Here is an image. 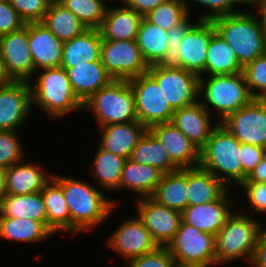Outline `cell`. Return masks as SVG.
Returning <instances> with one entry per match:
<instances>
[{"label": "cell", "mask_w": 266, "mask_h": 267, "mask_svg": "<svg viewBox=\"0 0 266 267\" xmlns=\"http://www.w3.org/2000/svg\"><path fill=\"white\" fill-rule=\"evenodd\" d=\"M52 179L62 188L71 216V233H90L115 211L117 201L90 182L54 174Z\"/></svg>", "instance_id": "obj_1"}, {"label": "cell", "mask_w": 266, "mask_h": 267, "mask_svg": "<svg viewBox=\"0 0 266 267\" xmlns=\"http://www.w3.org/2000/svg\"><path fill=\"white\" fill-rule=\"evenodd\" d=\"M253 99L243 72L199 77L198 101L219 123Z\"/></svg>", "instance_id": "obj_2"}, {"label": "cell", "mask_w": 266, "mask_h": 267, "mask_svg": "<svg viewBox=\"0 0 266 267\" xmlns=\"http://www.w3.org/2000/svg\"><path fill=\"white\" fill-rule=\"evenodd\" d=\"M216 32L245 66L266 52V37L258 15L249 9L212 20Z\"/></svg>", "instance_id": "obj_3"}, {"label": "cell", "mask_w": 266, "mask_h": 267, "mask_svg": "<svg viewBox=\"0 0 266 267\" xmlns=\"http://www.w3.org/2000/svg\"><path fill=\"white\" fill-rule=\"evenodd\" d=\"M37 72L33 77L34 84L30 82L32 105L38 106L52 119H61L83 110V103L76 97L64 68H47Z\"/></svg>", "instance_id": "obj_4"}, {"label": "cell", "mask_w": 266, "mask_h": 267, "mask_svg": "<svg viewBox=\"0 0 266 267\" xmlns=\"http://www.w3.org/2000/svg\"><path fill=\"white\" fill-rule=\"evenodd\" d=\"M234 211L215 236L216 266L245 258L250 263L257 237L265 227L250 215L251 212L248 214L241 208L240 211Z\"/></svg>", "instance_id": "obj_5"}, {"label": "cell", "mask_w": 266, "mask_h": 267, "mask_svg": "<svg viewBox=\"0 0 266 267\" xmlns=\"http://www.w3.org/2000/svg\"><path fill=\"white\" fill-rule=\"evenodd\" d=\"M240 142L221 124L200 150L199 167L212 173L227 188L242 184ZM234 183V184H233Z\"/></svg>", "instance_id": "obj_6"}, {"label": "cell", "mask_w": 266, "mask_h": 267, "mask_svg": "<svg viewBox=\"0 0 266 267\" xmlns=\"http://www.w3.org/2000/svg\"><path fill=\"white\" fill-rule=\"evenodd\" d=\"M98 128L108 124L138 121L135 96L128 80H112L83 103Z\"/></svg>", "instance_id": "obj_7"}, {"label": "cell", "mask_w": 266, "mask_h": 267, "mask_svg": "<svg viewBox=\"0 0 266 267\" xmlns=\"http://www.w3.org/2000/svg\"><path fill=\"white\" fill-rule=\"evenodd\" d=\"M167 248L176 267L216 266L215 236L183 221Z\"/></svg>", "instance_id": "obj_8"}, {"label": "cell", "mask_w": 266, "mask_h": 267, "mask_svg": "<svg viewBox=\"0 0 266 267\" xmlns=\"http://www.w3.org/2000/svg\"><path fill=\"white\" fill-rule=\"evenodd\" d=\"M163 92L173 110L198 101L199 77L172 64L150 66L147 71Z\"/></svg>", "instance_id": "obj_9"}, {"label": "cell", "mask_w": 266, "mask_h": 267, "mask_svg": "<svg viewBox=\"0 0 266 267\" xmlns=\"http://www.w3.org/2000/svg\"><path fill=\"white\" fill-rule=\"evenodd\" d=\"M100 60L113 80H131L149 69L136 40H102Z\"/></svg>", "instance_id": "obj_10"}, {"label": "cell", "mask_w": 266, "mask_h": 267, "mask_svg": "<svg viewBox=\"0 0 266 267\" xmlns=\"http://www.w3.org/2000/svg\"><path fill=\"white\" fill-rule=\"evenodd\" d=\"M135 96L138 121L148 129L159 123L171 122V108L157 81L148 73L128 80Z\"/></svg>", "instance_id": "obj_11"}, {"label": "cell", "mask_w": 266, "mask_h": 267, "mask_svg": "<svg viewBox=\"0 0 266 267\" xmlns=\"http://www.w3.org/2000/svg\"><path fill=\"white\" fill-rule=\"evenodd\" d=\"M187 31L170 64L198 77L205 76L206 52L211 36L216 32L209 20H196Z\"/></svg>", "instance_id": "obj_12"}, {"label": "cell", "mask_w": 266, "mask_h": 267, "mask_svg": "<svg viewBox=\"0 0 266 267\" xmlns=\"http://www.w3.org/2000/svg\"><path fill=\"white\" fill-rule=\"evenodd\" d=\"M220 124L240 143L266 149V99H253Z\"/></svg>", "instance_id": "obj_13"}, {"label": "cell", "mask_w": 266, "mask_h": 267, "mask_svg": "<svg viewBox=\"0 0 266 267\" xmlns=\"http://www.w3.org/2000/svg\"><path fill=\"white\" fill-rule=\"evenodd\" d=\"M137 217L159 247H167L182 221L181 212L159 204L151 197L136 198Z\"/></svg>", "instance_id": "obj_14"}, {"label": "cell", "mask_w": 266, "mask_h": 267, "mask_svg": "<svg viewBox=\"0 0 266 267\" xmlns=\"http://www.w3.org/2000/svg\"><path fill=\"white\" fill-rule=\"evenodd\" d=\"M105 243L124 261L152 253L159 247L148 229L136 216L120 223Z\"/></svg>", "instance_id": "obj_15"}, {"label": "cell", "mask_w": 266, "mask_h": 267, "mask_svg": "<svg viewBox=\"0 0 266 267\" xmlns=\"http://www.w3.org/2000/svg\"><path fill=\"white\" fill-rule=\"evenodd\" d=\"M0 54L13 81H33L34 63L28 44V23L17 31L0 36Z\"/></svg>", "instance_id": "obj_16"}, {"label": "cell", "mask_w": 266, "mask_h": 267, "mask_svg": "<svg viewBox=\"0 0 266 267\" xmlns=\"http://www.w3.org/2000/svg\"><path fill=\"white\" fill-rule=\"evenodd\" d=\"M30 82L13 81L0 86V131H20L31 107Z\"/></svg>", "instance_id": "obj_17"}, {"label": "cell", "mask_w": 266, "mask_h": 267, "mask_svg": "<svg viewBox=\"0 0 266 267\" xmlns=\"http://www.w3.org/2000/svg\"><path fill=\"white\" fill-rule=\"evenodd\" d=\"M228 188L216 201L187 206L182 212V221L200 231L216 236L227 218L233 213L235 202ZM230 197V198H229ZM233 201V202H232ZM232 208V210H231Z\"/></svg>", "instance_id": "obj_18"}, {"label": "cell", "mask_w": 266, "mask_h": 267, "mask_svg": "<svg viewBox=\"0 0 266 267\" xmlns=\"http://www.w3.org/2000/svg\"><path fill=\"white\" fill-rule=\"evenodd\" d=\"M212 117L213 114H210L199 101H196L192 105L174 110L171 123H173L195 147L201 150L210 138L213 130L220 124ZM212 120H214V123Z\"/></svg>", "instance_id": "obj_19"}, {"label": "cell", "mask_w": 266, "mask_h": 267, "mask_svg": "<svg viewBox=\"0 0 266 267\" xmlns=\"http://www.w3.org/2000/svg\"><path fill=\"white\" fill-rule=\"evenodd\" d=\"M149 130L161 142L179 169L199 167L200 150L171 122L159 123Z\"/></svg>", "instance_id": "obj_20"}, {"label": "cell", "mask_w": 266, "mask_h": 267, "mask_svg": "<svg viewBox=\"0 0 266 267\" xmlns=\"http://www.w3.org/2000/svg\"><path fill=\"white\" fill-rule=\"evenodd\" d=\"M28 44L37 71L60 67L64 42L60 41L42 22L28 23Z\"/></svg>", "instance_id": "obj_21"}, {"label": "cell", "mask_w": 266, "mask_h": 267, "mask_svg": "<svg viewBox=\"0 0 266 267\" xmlns=\"http://www.w3.org/2000/svg\"><path fill=\"white\" fill-rule=\"evenodd\" d=\"M25 160L26 158L6 169V195L40 192L52 179L53 173L50 174L44 165Z\"/></svg>", "instance_id": "obj_22"}, {"label": "cell", "mask_w": 266, "mask_h": 267, "mask_svg": "<svg viewBox=\"0 0 266 267\" xmlns=\"http://www.w3.org/2000/svg\"><path fill=\"white\" fill-rule=\"evenodd\" d=\"M99 146L115 155L129 159L132 150L149 130L139 121L108 124L99 127Z\"/></svg>", "instance_id": "obj_23"}, {"label": "cell", "mask_w": 266, "mask_h": 267, "mask_svg": "<svg viewBox=\"0 0 266 267\" xmlns=\"http://www.w3.org/2000/svg\"><path fill=\"white\" fill-rule=\"evenodd\" d=\"M119 5L114 8L108 6L106 9L98 28L102 40H136L143 16L128 8L122 1Z\"/></svg>", "instance_id": "obj_24"}, {"label": "cell", "mask_w": 266, "mask_h": 267, "mask_svg": "<svg viewBox=\"0 0 266 267\" xmlns=\"http://www.w3.org/2000/svg\"><path fill=\"white\" fill-rule=\"evenodd\" d=\"M64 69L76 97L82 103L113 80L101 61L84 62Z\"/></svg>", "instance_id": "obj_25"}, {"label": "cell", "mask_w": 266, "mask_h": 267, "mask_svg": "<svg viewBox=\"0 0 266 267\" xmlns=\"http://www.w3.org/2000/svg\"><path fill=\"white\" fill-rule=\"evenodd\" d=\"M102 39L98 29H87L81 35L65 41L60 67L70 68L84 62L101 61Z\"/></svg>", "instance_id": "obj_26"}, {"label": "cell", "mask_w": 266, "mask_h": 267, "mask_svg": "<svg viewBox=\"0 0 266 267\" xmlns=\"http://www.w3.org/2000/svg\"><path fill=\"white\" fill-rule=\"evenodd\" d=\"M163 173L151 165H142L126 159L119 181L120 190H128L137 197H151Z\"/></svg>", "instance_id": "obj_27"}, {"label": "cell", "mask_w": 266, "mask_h": 267, "mask_svg": "<svg viewBox=\"0 0 266 267\" xmlns=\"http://www.w3.org/2000/svg\"><path fill=\"white\" fill-rule=\"evenodd\" d=\"M136 42L149 67L170 64L172 57L168 53L167 31L150 23L145 17L140 23Z\"/></svg>", "instance_id": "obj_28"}, {"label": "cell", "mask_w": 266, "mask_h": 267, "mask_svg": "<svg viewBox=\"0 0 266 267\" xmlns=\"http://www.w3.org/2000/svg\"><path fill=\"white\" fill-rule=\"evenodd\" d=\"M228 188L201 167L187 168L188 206L216 201Z\"/></svg>", "instance_id": "obj_29"}, {"label": "cell", "mask_w": 266, "mask_h": 267, "mask_svg": "<svg viewBox=\"0 0 266 267\" xmlns=\"http://www.w3.org/2000/svg\"><path fill=\"white\" fill-rule=\"evenodd\" d=\"M42 198L47 212V229L53 234H71V216L62 188L51 179L44 187Z\"/></svg>", "instance_id": "obj_30"}, {"label": "cell", "mask_w": 266, "mask_h": 267, "mask_svg": "<svg viewBox=\"0 0 266 267\" xmlns=\"http://www.w3.org/2000/svg\"><path fill=\"white\" fill-rule=\"evenodd\" d=\"M243 67L234 50L215 32L206 52L205 76L236 74L243 72Z\"/></svg>", "instance_id": "obj_31"}, {"label": "cell", "mask_w": 266, "mask_h": 267, "mask_svg": "<svg viewBox=\"0 0 266 267\" xmlns=\"http://www.w3.org/2000/svg\"><path fill=\"white\" fill-rule=\"evenodd\" d=\"M187 169L162 175L151 198L161 205L182 212L188 206Z\"/></svg>", "instance_id": "obj_32"}, {"label": "cell", "mask_w": 266, "mask_h": 267, "mask_svg": "<svg viewBox=\"0 0 266 267\" xmlns=\"http://www.w3.org/2000/svg\"><path fill=\"white\" fill-rule=\"evenodd\" d=\"M97 146L96 154H94L95 159L93 158L92 164H90L92 165L89 171L91 177L97 182L96 185L99 186L100 190H106L105 193L118 190L126 159L101 148L99 145Z\"/></svg>", "instance_id": "obj_33"}, {"label": "cell", "mask_w": 266, "mask_h": 267, "mask_svg": "<svg viewBox=\"0 0 266 267\" xmlns=\"http://www.w3.org/2000/svg\"><path fill=\"white\" fill-rule=\"evenodd\" d=\"M52 236L54 235L39 221L0 216V238L29 245L39 244Z\"/></svg>", "instance_id": "obj_34"}, {"label": "cell", "mask_w": 266, "mask_h": 267, "mask_svg": "<svg viewBox=\"0 0 266 267\" xmlns=\"http://www.w3.org/2000/svg\"><path fill=\"white\" fill-rule=\"evenodd\" d=\"M0 216L28 218L47 228V212L42 192L25 195H6L0 205Z\"/></svg>", "instance_id": "obj_35"}, {"label": "cell", "mask_w": 266, "mask_h": 267, "mask_svg": "<svg viewBox=\"0 0 266 267\" xmlns=\"http://www.w3.org/2000/svg\"><path fill=\"white\" fill-rule=\"evenodd\" d=\"M129 160L137 164L151 165L163 174L179 170L171 161L161 142L150 130L139 140L132 150Z\"/></svg>", "instance_id": "obj_36"}, {"label": "cell", "mask_w": 266, "mask_h": 267, "mask_svg": "<svg viewBox=\"0 0 266 267\" xmlns=\"http://www.w3.org/2000/svg\"><path fill=\"white\" fill-rule=\"evenodd\" d=\"M42 23L62 42L81 35L88 28L67 8L51 4Z\"/></svg>", "instance_id": "obj_37"}, {"label": "cell", "mask_w": 266, "mask_h": 267, "mask_svg": "<svg viewBox=\"0 0 266 267\" xmlns=\"http://www.w3.org/2000/svg\"><path fill=\"white\" fill-rule=\"evenodd\" d=\"M60 4L70 10L88 29L100 27L108 7L104 0H62Z\"/></svg>", "instance_id": "obj_38"}, {"label": "cell", "mask_w": 266, "mask_h": 267, "mask_svg": "<svg viewBox=\"0 0 266 267\" xmlns=\"http://www.w3.org/2000/svg\"><path fill=\"white\" fill-rule=\"evenodd\" d=\"M188 15L189 12L184 0H167L144 17L150 23L168 31L181 23Z\"/></svg>", "instance_id": "obj_39"}, {"label": "cell", "mask_w": 266, "mask_h": 267, "mask_svg": "<svg viewBox=\"0 0 266 267\" xmlns=\"http://www.w3.org/2000/svg\"><path fill=\"white\" fill-rule=\"evenodd\" d=\"M248 89L254 99H266V52L243 67Z\"/></svg>", "instance_id": "obj_40"}, {"label": "cell", "mask_w": 266, "mask_h": 267, "mask_svg": "<svg viewBox=\"0 0 266 267\" xmlns=\"http://www.w3.org/2000/svg\"><path fill=\"white\" fill-rule=\"evenodd\" d=\"M18 131H0V168H9L24 160L25 152Z\"/></svg>", "instance_id": "obj_41"}, {"label": "cell", "mask_w": 266, "mask_h": 267, "mask_svg": "<svg viewBox=\"0 0 266 267\" xmlns=\"http://www.w3.org/2000/svg\"><path fill=\"white\" fill-rule=\"evenodd\" d=\"M190 14L191 6L189 7V2H195L198 4V7L201 5L202 8H208V11L205 14L203 13L201 16L198 17V20H209L212 21L213 19L226 16L230 14H234L240 12L242 10H236L235 5H246L248 8L249 0H184ZM241 3V4H240ZM200 4V5H199ZM234 7V8H233Z\"/></svg>", "instance_id": "obj_42"}, {"label": "cell", "mask_w": 266, "mask_h": 267, "mask_svg": "<svg viewBox=\"0 0 266 267\" xmlns=\"http://www.w3.org/2000/svg\"><path fill=\"white\" fill-rule=\"evenodd\" d=\"M26 23L42 22L49 9L46 0H7Z\"/></svg>", "instance_id": "obj_43"}, {"label": "cell", "mask_w": 266, "mask_h": 267, "mask_svg": "<svg viewBox=\"0 0 266 267\" xmlns=\"http://www.w3.org/2000/svg\"><path fill=\"white\" fill-rule=\"evenodd\" d=\"M125 267H176L167 247H158L149 254L125 261Z\"/></svg>", "instance_id": "obj_44"}, {"label": "cell", "mask_w": 266, "mask_h": 267, "mask_svg": "<svg viewBox=\"0 0 266 267\" xmlns=\"http://www.w3.org/2000/svg\"><path fill=\"white\" fill-rule=\"evenodd\" d=\"M239 187L253 208L252 212L266 214V183L243 182Z\"/></svg>", "instance_id": "obj_45"}, {"label": "cell", "mask_w": 266, "mask_h": 267, "mask_svg": "<svg viewBox=\"0 0 266 267\" xmlns=\"http://www.w3.org/2000/svg\"><path fill=\"white\" fill-rule=\"evenodd\" d=\"M240 151L243 183L247 179V177L253 172L255 167L260 163L262 158L265 156L266 149L247 143H241Z\"/></svg>", "instance_id": "obj_46"}, {"label": "cell", "mask_w": 266, "mask_h": 267, "mask_svg": "<svg viewBox=\"0 0 266 267\" xmlns=\"http://www.w3.org/2000/svg\"><path fill=\"white\" fill-rule=\"evenodd\" d=\"M25 26L17 11L7 0H0V36Z\"/></svg>", "instance_id": "obj_47"}, {"label": "cell", "mask_w": 266, "mask_h": 267, "mask_svg": "<svg viewBox=\"0 0 266 267\" xmlns=\"http://www.w3.org/2000/svg\"><path fill=\"white\" fill-rule=\"evenodd\" d=\"M190 16L189 14L181 23L167 31L168 53L171 57L175 55L177 49L180 47L188 29L195 23L194 20H190L192 18Z\"/></svg>", "instance_id": "obj_48"}, {"label": "cell", "mask_w": 266, "mask_h": 267, "mask_svg": "<svg viewBox=\"0 0 266 267\" xmlns=\"http://www.w3.org/2000/svg\"><path fill=\"white\" fill-rule=\"evenodd\" d=\"M249 265L251 267H266V226L257 237Z\"/></svg>", "instance_id": "obj_49"}, {"label": "cell", "mask_w": 266, "mask_h": 267, "mask_svg": "<svg viewBox=\"0 0 266 267\" xmlns=\"http://www.w3.org/2000/svg\"><path fill=\"white\" fill-rule=\"evenodd\" d=\"M128 8L133 9L141 16L147 15L167 0H121Z\"/></svg>", "instance_id": "obj_50"}, {"label": "cell", "mask_w": 266, "mask_h": 267, "mask_svg": "<svg viewBox=\"0 0 266 267\" xmlns=\"http://www.w3.org/2000/svg\"><path fill=\"white\" fill-rule=\"evenodd\" d=\"M244 182L266 183V154Z\"/></svg>", "instance_id": "obj_51"}, {"label": "cell", "mask_w": 266, "mask_h": 267, "mask_svg": "<svg viewBox=\"0 0 266 267\" xmlns=\"http://www.w3.org/2000/svg\"><path fill=\"white\" fill-rule=\"evenodd\" d=\"M248 7L256 9L264 35L266 37V0H249Z\"/></svg>", "instance_id": "obj_52"}, {"label": "cell", "mask_w": 266, "mask_h": 267, "mask_svg": "<svg viewBox=\"0 0 266 267\" xmlns=\"http://www.w3.org/2000/svg\"><path fill=\"white\" fill-rule=\"evenodd\" d=\"M12 82L13 80L8 75L6 67H5V63L0 54V86H4Z\"/></svg>", "instance_id": "obj_53"}, {"label": "cell", "mask_w": 266, "mask_h": 267, "mask_svg": "<svg viewBox=\"0 0 266 267\" xmlns=\"http://www.w3.org/2000/svg\"><path fill=\"white\" fill-rule=\"evenodd\" d=\"M6 169L0 168V205L2 199L6 196Z\"/></svg>", "instance_id": "obj_54"}, {"label": "cell", "mask_w": 266, "mask_h": 267, "mask_svg": "<svg viewBox=\"0 0 266 267\" xmlns=\"http://www.w3.org/2000/svg\"><path fill=\"white\" fill-rule=\"evenodd\" d=\"M46 1L49 3V5H51V4H59V3L62 2V0H46Z\"/></svg>", "instance_id": "obj_55"}, {"label": "cell", "mask_w": 266, "mask_h": 267, "mask_svg": "<svg viewBox=\"0 0 266 267\" xmlns=\"http://www.w3.org/2000/svg\"><path fill=\"white\" fill-rule=\"evenodd\" d=\"M104 1H106L108 4L110 3L111 4V2H112V0H104ZM115 1V0H114ZM117 1V0H116ZM121 0H119V2H120Z\"/></svg>", "instance_id": "obj_56"}]
</instances>
